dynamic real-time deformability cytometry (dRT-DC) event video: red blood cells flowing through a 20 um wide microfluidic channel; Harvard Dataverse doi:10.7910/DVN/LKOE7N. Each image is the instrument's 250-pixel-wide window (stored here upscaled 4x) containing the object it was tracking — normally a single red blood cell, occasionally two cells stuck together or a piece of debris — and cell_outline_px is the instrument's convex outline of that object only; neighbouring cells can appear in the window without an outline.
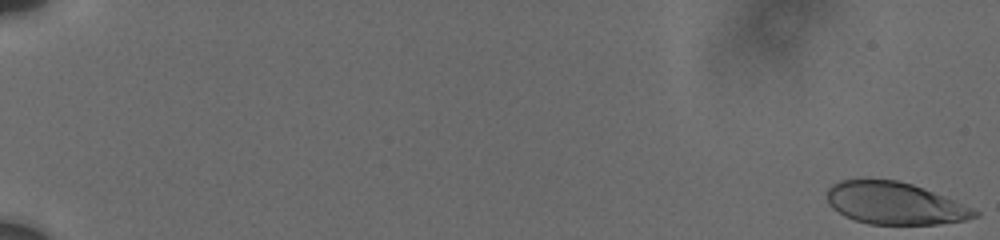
{"species": "human", "species_latin": "Homo sapiens", "temperature_condition": "cold", "stored_images_in_passage": 25, "camera_frame_rate_fps": 3000, "um_per_image_px": 0.085, "donor": {"sex": "male"}, "frame": {"image": 1, "passage_image": 1, "time_ms": 0.0, "image_size_px": [1000, 240], "cell_outline_px": [[980, 216], [964, 220], [936, 224], [868, 224], [844, 216], [832, 208], [828, 204], [828, 188], [832, 184], [840, 180], [896, 180], [912, 184], [924, 188], [944, 196], [972, 208], [980, 212]], "centroid_in_image_um": [76.05, 17.29], "position_along_channel_um": 9.0, "area_um2": 36.01}}
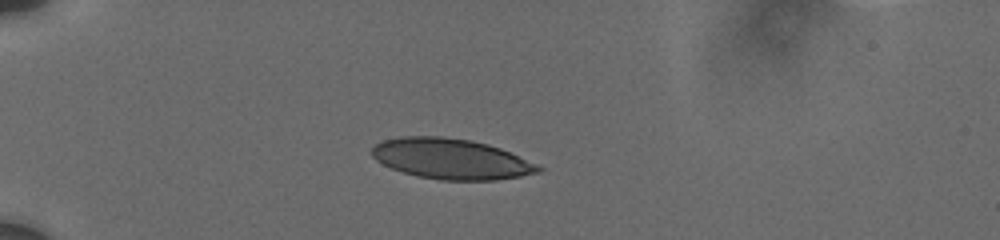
{"frame": {"image": 2, "passage_image": 18, "time_ms": 5.667, "image_size_px": [1000, 240], "cell_outline_px": [[544, 168], [540, 172], [520, 176], [496, 180], [440, 180], [416, 176], [392, 168], [376, 160], [372, 156], [372, 148], [376, 144], [384, 140], [404, 136], [440, 136], [468, 140], [488, 144], [500, 148], [536, 164]], "centroid_in_image_um": [38.34, 13.51], "position_along_channel_um": 46.7, "area_um2": 38.96}}
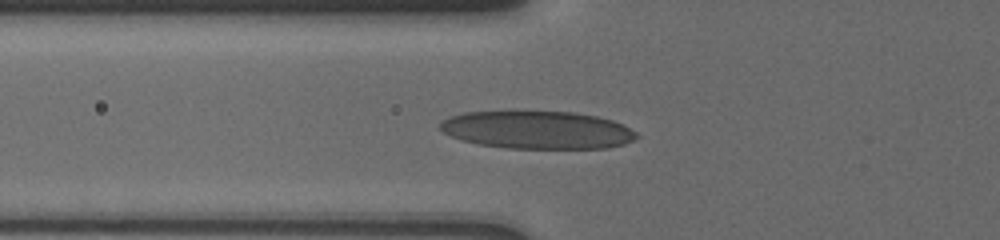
{"frame": {"image": 3, "passage_image": 25, "time_ms": 7.667, "image_size_px": [1000, 240], "cell_outline_px": [[640, 136], [624, 144], [608, 148], [508, 148], [480, 144], [460, 140], [444, 132], [440, 128], [440, 120], [448, 116], [464, 112], [512, 108], [576, 112], [596, 116], [612, 120], [636, 132]], "centroid_in_image_um": [45.59, 10.98], "position_along_channel_um": 80.2, "area_um2": 44.68}}